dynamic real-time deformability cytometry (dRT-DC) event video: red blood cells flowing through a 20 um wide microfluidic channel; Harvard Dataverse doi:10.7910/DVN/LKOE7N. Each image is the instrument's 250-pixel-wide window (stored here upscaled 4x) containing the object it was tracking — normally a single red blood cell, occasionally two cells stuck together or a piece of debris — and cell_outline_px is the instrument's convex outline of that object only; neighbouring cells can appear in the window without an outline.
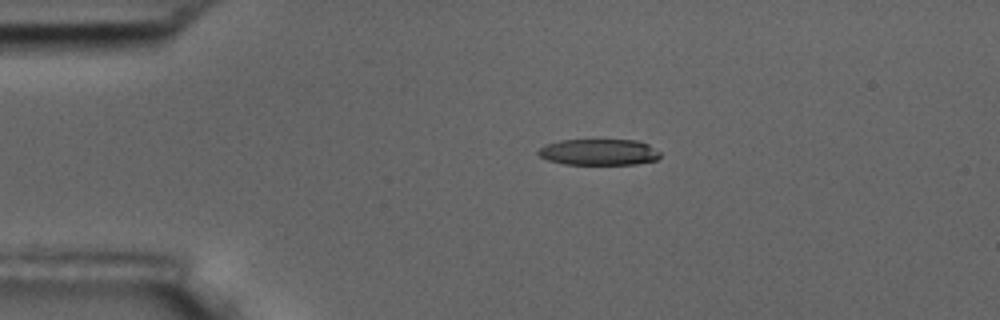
{"species": "common noctule bat (a hibernating species)", "species_latin": "Nyctalus noctula", "temperature_condition": "room temperature", "stored_images_in_passage": 3, "camera_frame_rate_fps": 3000, "um_per_image_px": 0.085, "animal": {"sex": "male", "body_mass_g": 17.5, "forearm_length_mm": 52.3}, "frame": {"image": 1, "passage_image": 1, "time_ms": 0.0, "image_size_px": [1000, 320], "cell_outline_px": [[660, 156], [656, 160], [636, 164], [564, 164], [548, 160], [540, 156], [536, 152], [544, 144], [560, 140], [636, 140], [648, 144], [660, 152]], "centroid_in_image_um": [50.89, 12.92], "position_along_channel_um": 34.1, "area_um2": 18.61}}
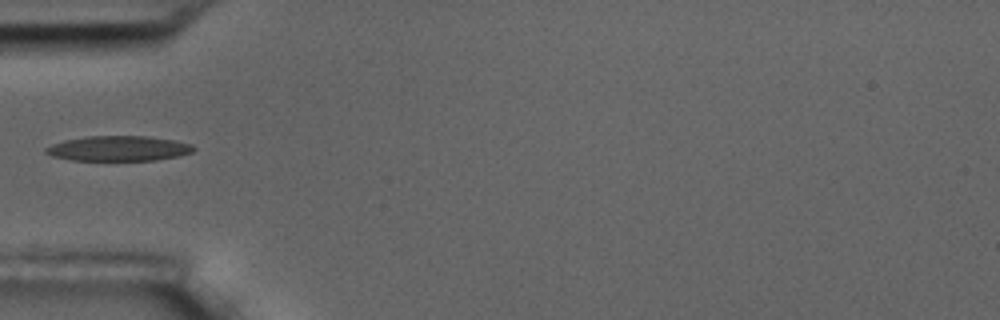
{"frame": {"image": 2, "passage_image": 3, "time_ms": 2.333, "image_size_px": [1000, 320], "cell_outline_px": [[196, 148], [192, 152], [180, 156], [156, 160], [72, 160], [52, 156], [44, 152], [44, 148], [52, 144], [64, 140], [88, 136], [144, 136], [172, 140], [192, 144]], "centroid_in_image_um": [10.07, 12.62], "position_along_channel_um": 74.9, "area_um2": 21.56}}